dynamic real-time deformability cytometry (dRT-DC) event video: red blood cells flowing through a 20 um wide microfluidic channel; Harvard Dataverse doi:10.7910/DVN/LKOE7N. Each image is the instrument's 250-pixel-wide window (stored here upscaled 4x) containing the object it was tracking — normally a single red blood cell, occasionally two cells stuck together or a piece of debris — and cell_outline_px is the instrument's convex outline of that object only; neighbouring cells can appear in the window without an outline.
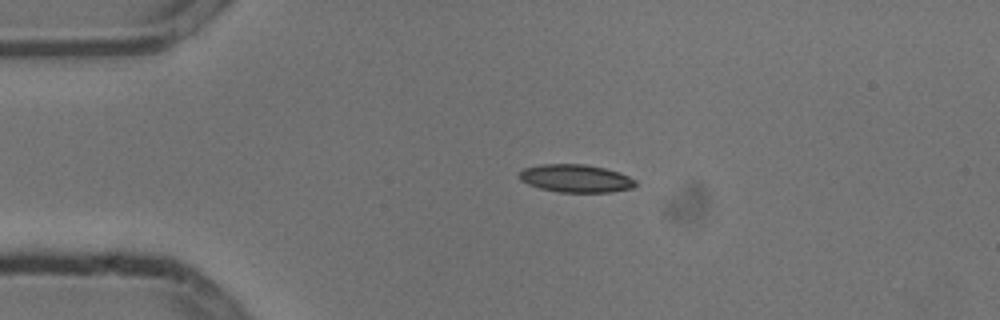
{"species": "common noctule bat (a hibernating species)", "species_latin": "Nyctalus noctula", "temperature_condition": "cold", "stored_images_in_passage": 2, "camera_frame_rate_fps": 3000, "um_per_image_px": 0.085, "animal": {"sex": "male", "body_mass_g": 13.3}, "frame": {"image": 1, "passage_image": 1, "time_ms": 0.0, "image_size_px": [1000, 320], "cell_outline_px": [[636, 184], [632, 188], [612, 192], [560, 192], [540, 188], [528, 184], [520, 180], [520, 172], [524, 168], [540, 164], [584, 164], [604, 168], [628, 176], [636, 180]], "centroid_in_image_um": [48.93, 15.16], "position_along_channel_um": 36.1, "area_um2": 18.73}}